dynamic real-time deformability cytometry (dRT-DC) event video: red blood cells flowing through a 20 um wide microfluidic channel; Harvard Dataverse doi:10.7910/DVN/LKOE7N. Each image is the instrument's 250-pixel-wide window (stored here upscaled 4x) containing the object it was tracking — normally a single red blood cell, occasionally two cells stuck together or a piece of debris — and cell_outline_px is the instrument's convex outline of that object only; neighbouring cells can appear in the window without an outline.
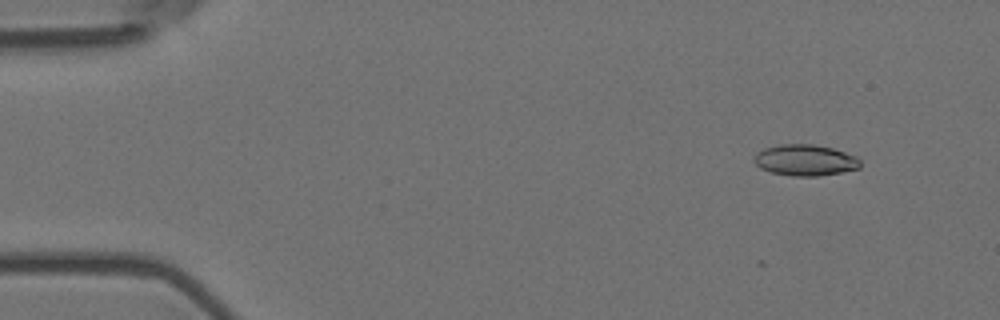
{"species": "Egyptian fruit bat (a non-hibernating species)", "species_latin": "Rousettus aegyptiacus", "temperature_condition": "room temperature", "stored_images_in_passage": 6, "camera_frame_rate_fps": 3000, "um_per_image_px": 0.085, "animal": {"sex": "female"}, "frame": {"image": 1, "passage_image": 6, "time_ms": 1.667, "image_size_px": [1000, 320], "cell_outline_px": [[860, 168], [840, 172], [816, 176], [792, 176], [772, 172], [760, 168], [752, 160], [756, 152], [764, 148], [780, 144], [812, 144], [832, 148], [856, 156], [860, 160]], "centroid_in_image_um": [68.41, 13.61], "position_along_channel_um": 16.6, "area_um2": 19.25}}